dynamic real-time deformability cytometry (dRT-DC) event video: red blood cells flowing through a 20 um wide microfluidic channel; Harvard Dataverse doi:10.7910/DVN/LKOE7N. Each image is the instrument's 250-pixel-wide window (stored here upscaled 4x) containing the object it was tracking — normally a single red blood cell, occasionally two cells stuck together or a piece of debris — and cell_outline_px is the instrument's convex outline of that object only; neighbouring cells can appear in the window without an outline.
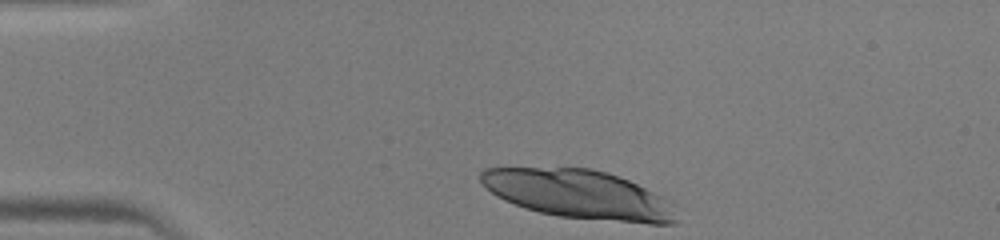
{"species": "human", "species_latin": "Homo sapiens", "temperature_condition": "warm", "stored_images_in_passage": 9, "camera_frame_rate_fps": 3000, "um_per_image_px": 0.085, "donor": {"sex": "male"}, "frame": {"image": 1, "passage_image": 1, "time_ms": 0.0, "image_size_px": [1000, 240], "cell_outline_px": [[680, 220], [676, 224], [652, 224], [560, 216], [540, 212], [524, 208], [504, 200], [496, 196], [480, 180], [480, 172], [484, 168], [592, 168], [608, 172], [628, 180], [660, 196]], "centroid_in_image_um": [49.16, 16.52], "position_along_channel_um": 35.8, "area_um2": 54.74}}